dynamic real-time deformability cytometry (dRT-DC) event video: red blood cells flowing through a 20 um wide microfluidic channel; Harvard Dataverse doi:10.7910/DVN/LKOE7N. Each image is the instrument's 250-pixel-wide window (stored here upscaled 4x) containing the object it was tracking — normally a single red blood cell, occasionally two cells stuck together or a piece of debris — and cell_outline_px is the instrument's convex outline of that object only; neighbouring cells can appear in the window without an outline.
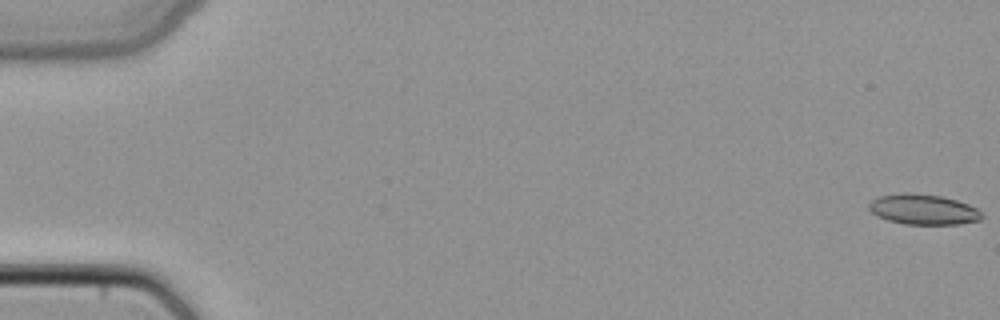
{"species": "common noctule bat (a hibernating species)", "species_latin": "Nyctalus noctula", "temperature_condition": "cold", "stored_images_in_passage": 50, "camera_frame_rate_fps": 3000, "um_per_image_px": 0.085, "animal": {"sex": "female", "body_mass_g": 22.7, "forearm_length_mm": 54.2}, "frame": {"image": 1, "passage_image": 1, "time_ms": 0.0, "image_size_px": [1000, 320], "cell_outline_px": [[984, 216], [980, 220], [960, 224], [904, 224], [888, 220], [876, 216], [868, 208], [868, 204], [872, 200], [880, 196], [904, 192], [940, 196], [956, 200], [968, 204], [976, 208]], "centroid_in_image_um": [78.47, 17.81], "position_along_channel_um": 6.5, "area_um2": 19.88}}
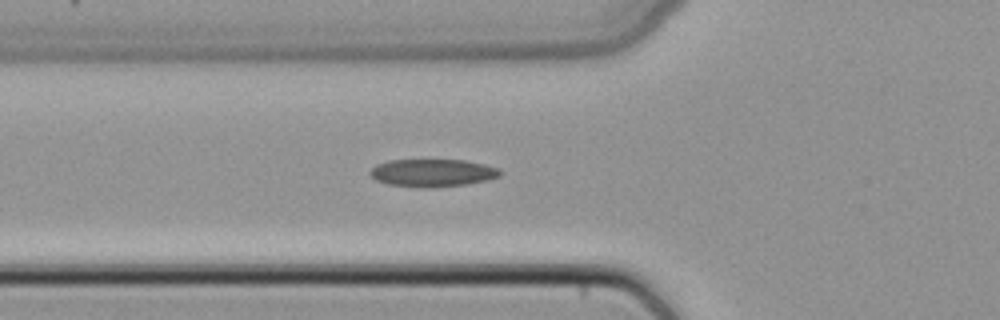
{"frame": {"image": 2, "passage_image": 19, "time_ms": 6.0, "image_size_px": [1000, 320], "cell_outline_px": [[500, 176], [488, 180], [468, 184], [432, 188], [420, 188], [388, 184], [376, 180], [368, 172], [376, 164], [388, 160], [464, 160], [484, 164], [500, 168]], "centroid_in_image_um": [36.77, 14.7], "position_along_channel_um": 89.0, "area_um2": 21.15}}
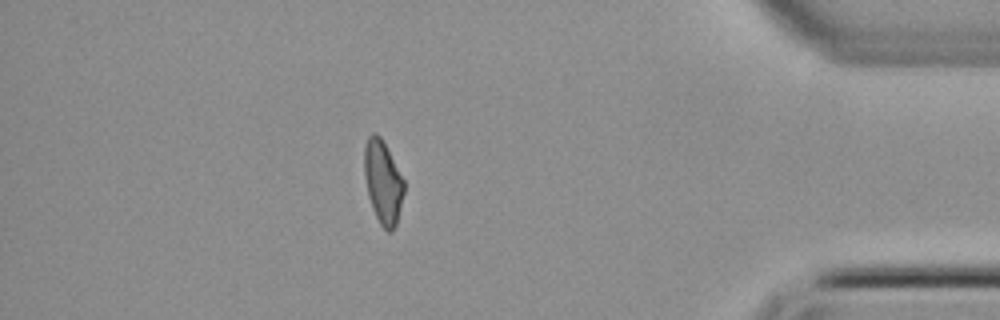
{"frame": {"image": 3, "passage_image": 44, "time_ms": 14.333, "image_size_px": [1000, 320], "cell_outline_px": [[404, 192], [396, 224], [392, 232], [388, 232], [380, 224], [372, 208], [368, 196], [364, 176], [364, 144], [368, 136], [372, 132], [376, 132], [380, 136], [404, 180]], "centroid_in_image_um": [32.53, 15.46], "position_along_channel_um": 402.7, "area_um2": 19.19}}